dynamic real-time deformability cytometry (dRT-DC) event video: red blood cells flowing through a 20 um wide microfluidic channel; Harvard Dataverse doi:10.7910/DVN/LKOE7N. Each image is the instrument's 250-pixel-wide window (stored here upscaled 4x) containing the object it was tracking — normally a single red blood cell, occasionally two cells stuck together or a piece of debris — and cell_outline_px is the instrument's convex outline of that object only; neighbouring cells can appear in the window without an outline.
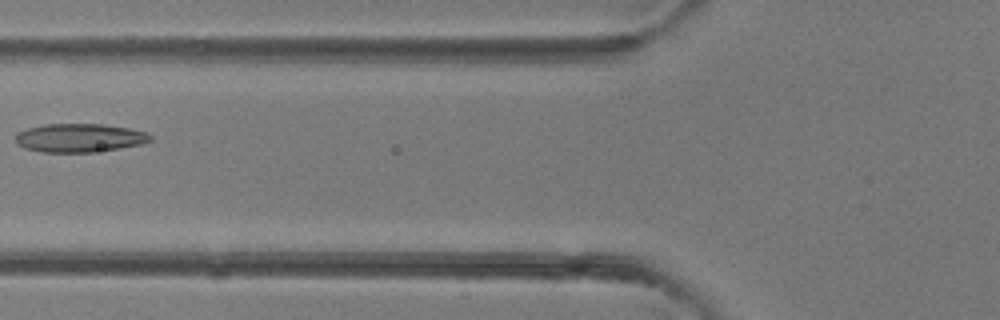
{"species": "common noctule bat (a hibernating species)", "species_latin": "Nyctalus noctula", "temperature_condition": "room temperature", "stored_images_in_passage": 4, "camera_frame_rate_fps": 3000, "um_per_image_px": 0.085, "animal": {"sex": "female"}, "frame": {"image": 1, "passage_image": 4, "time_ms": 3.333, "image_size_px": [1000, 320], "cell_outline_px": [[152, 140], [140, 144], [92, 152], [40, 152], [24, 148], [16, 144], [16, 132], [28, 128], [44, 124], [104, 124], [128, 128], [148, 132], [152, 136]], "centroid_in_image_um": [6.72, 11.71], "position_along_channel_um": 119.1, "area_um2": 22.43}}